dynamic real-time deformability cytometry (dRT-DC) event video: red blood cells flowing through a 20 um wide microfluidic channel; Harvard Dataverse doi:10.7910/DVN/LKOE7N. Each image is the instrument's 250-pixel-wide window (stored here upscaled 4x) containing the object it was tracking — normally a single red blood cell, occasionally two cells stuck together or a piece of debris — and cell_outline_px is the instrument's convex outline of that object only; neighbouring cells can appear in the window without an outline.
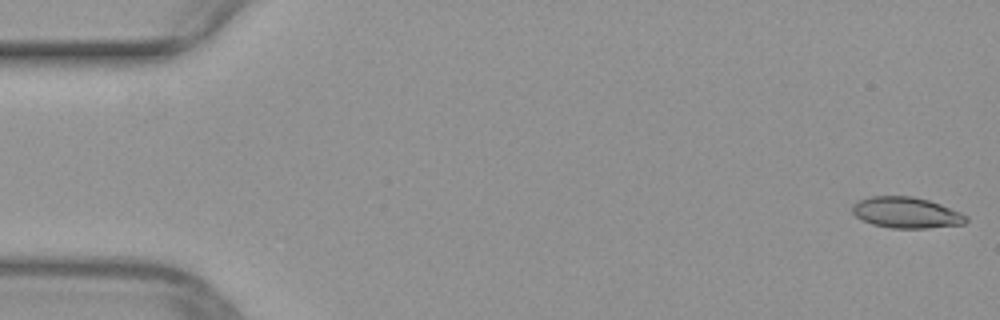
{"species": "common noctule bat (a hibernating species)", "species_latin": "Nyctalus noctula", "temperature_condition": "warm", "stored_images_in_passage": 50, "camera_frame_rate_fps": 3000, "um_per_image_px": 0.085, "animal": {"sex": "female", "body_mass_g": 29.2, "forearm_length_mm": 56.3}, "frame": {"image": 1, "passage_image": 1, "time_ms": 0.0, "image_size_px": [1000, 320], "cell_outline_px": [[968, 220], [964, 224], [928, 228], [892, 228], [872, 224], [860, 220], [852, 212], [852, 204], [860, 200], [872, 196], [912, 196], [928, 200], [940, 204], [960, 212], [968, 216]], "centroid_in_image_um": [77.03, 18.08], "position_along_channel_um": 8.0, "area_um2": 20.58}}
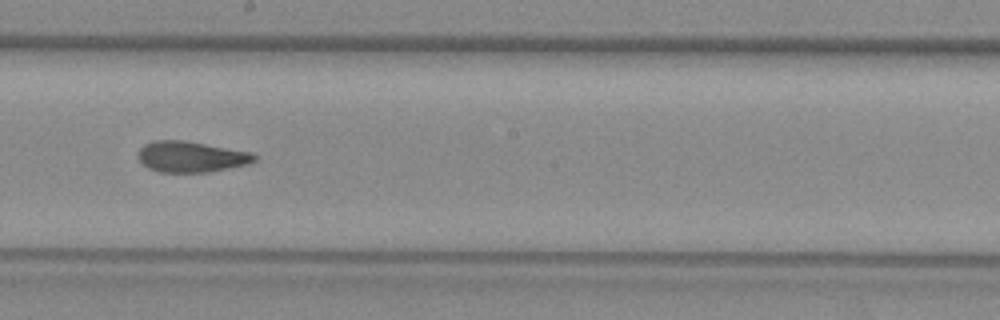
{"frame": {"image": 2, "passage_image": 28, "time_ms": 9.0, "image_size_px": [1000, 320], "cell_outline_px": [[256, 160], [248, 164], [208, 172], [160, 172], [148, 168], [140, 160], [140, 148], [144, 144], [152, 140], [184, 140], [252, 152], [256, 156]], "centroid_in_image_um": [16.26, 13.31], "position_along_channel_um": 231.9, "area_um2": 20.81}}
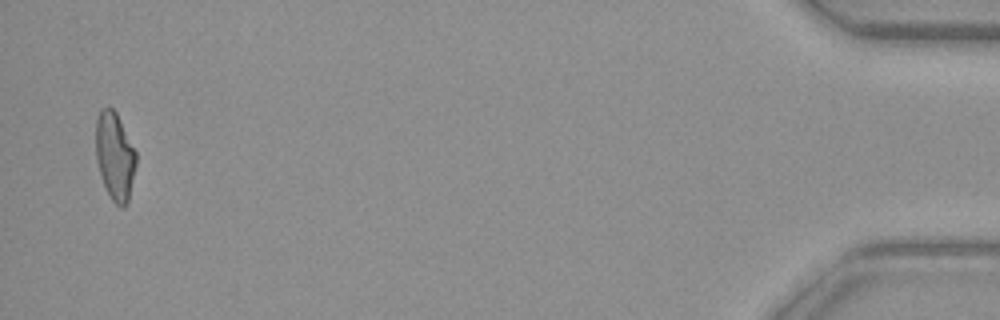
{"frame": {"image": 3, "passage_image": 49, "time_ms": 16.0, "image_size_px": [1000, 320], "cell_outline_px": [[136, 164], [128, 204], [124, 208], [120, 208], [112, 200], [104, 188], [96, 156], [96, 120], [100, 108], [112, 108], [116, 112], [136, 152]], "centroid_in_image_um": [9.76, 13.31], "position_along_channel_um": 425.4, "area_um2": 20.63}}